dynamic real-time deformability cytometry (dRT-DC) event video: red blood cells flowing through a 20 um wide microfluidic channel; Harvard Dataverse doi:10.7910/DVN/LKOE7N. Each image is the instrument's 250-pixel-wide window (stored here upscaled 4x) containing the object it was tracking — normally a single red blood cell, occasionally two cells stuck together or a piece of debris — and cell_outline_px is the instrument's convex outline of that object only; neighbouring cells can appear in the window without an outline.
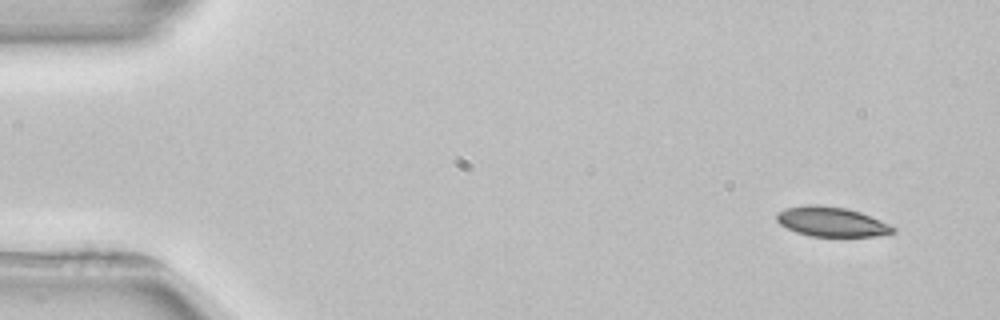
{"species": "common noctule bat (a hibernating species)", "species_latin": "Nyctalus noctula", "temperature_condition": "room temperature", "stored_images_in_passage": 5, "camera_frame_rate_fps": 3000, "um_per_image_px": 0.085, "animal": {"sex": "female", "body_mass_g": 22.7, "forearm_length_mm": 54.2}, "frame": {"image": 1, "passage_image": 1, "time_ms": 0.0, "image_size_px": [1000, 320], "cell_outline_px": [[896, 232], [876, 236], [808, 236], [796, 232], [780, 224], [776, 220], [776, 212], [784, 208], [804, 204], [816, 204], [848, 208], [860, 212], [880, 220], [896, 228]], "centroid_in_image_um": [70.64, 18.83], "position_along_channel_um": 14.4, "area_um2": 20.29}}